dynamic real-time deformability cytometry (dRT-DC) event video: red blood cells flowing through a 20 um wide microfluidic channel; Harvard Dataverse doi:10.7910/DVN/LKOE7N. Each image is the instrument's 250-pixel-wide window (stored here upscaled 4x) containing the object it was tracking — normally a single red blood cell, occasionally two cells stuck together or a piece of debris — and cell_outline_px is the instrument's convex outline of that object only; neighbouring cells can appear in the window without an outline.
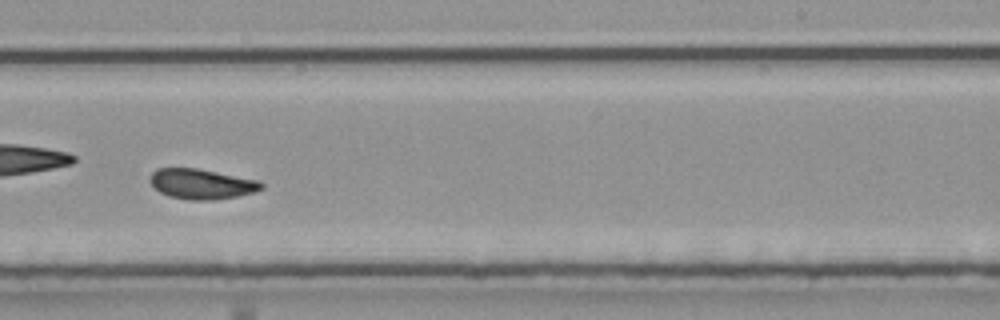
{"species": "common noctule bat (a hibernating species)", "species_latin": "Nyctalus noctula", "temperature_condition": "room temperature", "stored_images_in_passage": 41, "camera_frame_rate_fps": 3000, "um_per_image_px": 0.085, "animal": {"sex": "male", "body_mass_g": 20.4}, "frame": {"image": 1, "passage_image": 24, "time_ms": 7.667, "image_size_px": [1000, 320], "cell_outline_px": [[264, 188], [252, 192], [236, 196], [212, 200], [188, 200], [168, 196], [160, 192], [148, 180], [148, 176], [156, 168], [196, 168], [260, 180], [264, 184]], "centroid_in_image_um": [17.11, 15.63], "position_along_channel_um": 271.9, "area_um2": 19.65}}
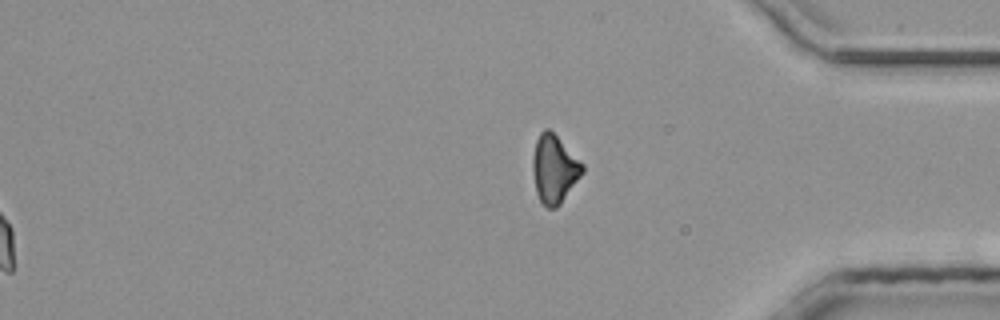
{"frame": {"image": 2, "passage_image": 41, "time_ms": 13.333, "image_size_px": [1000, 320], "cell_outline_px": [[584, 172], [560, 204], [556, 208], [548, 208], [540, 200], [536, 192], [532, 172], [532, 160], [536, 140], [540, 132], [544, 128], [548, 128], [584, 164]], "centroid_in_image_um": [47.1, 14.37], "position_along_channel_um": 388.1, "area_um2": 19.59}}